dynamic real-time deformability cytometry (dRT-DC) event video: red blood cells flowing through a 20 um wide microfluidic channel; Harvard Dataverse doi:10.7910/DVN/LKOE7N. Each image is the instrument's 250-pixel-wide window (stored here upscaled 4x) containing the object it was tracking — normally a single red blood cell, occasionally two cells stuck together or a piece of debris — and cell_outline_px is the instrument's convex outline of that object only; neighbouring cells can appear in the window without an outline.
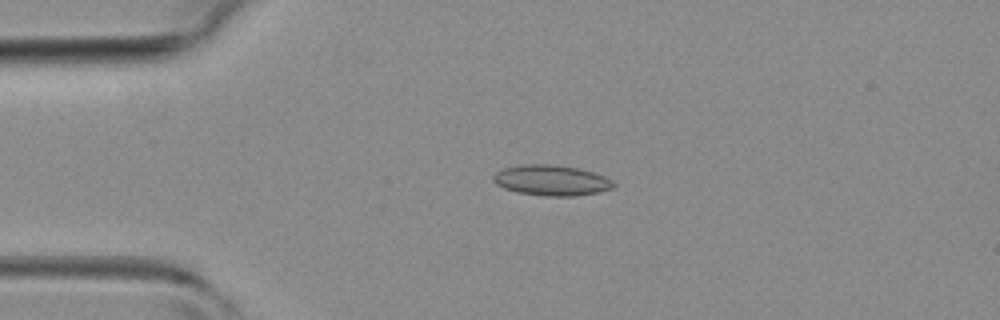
{"species": "common noctule bat (a hibernating species)", "species_latin": "Nyctalus noctula", "temperature_condition": "room temperature", "stored_images_in_passage": 44, "camera_frame_rate_fps": 3000, "um_per_image_px": 0.085, "animal": {"sex": "female", "body_mass_g": 19.3, "forearm_length_mm": 54.1}, "frame": {"image": 1, "passage_image": 10, "time_ms": 3.0, "image_size_px": [1000, 320], "cell_outline_px": [[616, 188], [600, 192], [576, 196], [544, 196], [516, 192], [504, 188], [496, 184], [492, 180], [492, 176], [496, 172], [504, 168], [524, 164], [552, 164], [580, 168], [604, 176], [612, 180], [616, 184]], "centroid_in_image_um": [46.9, 15.33], "position_along_channel_um": 38.1, "area_um2": 21.68}}
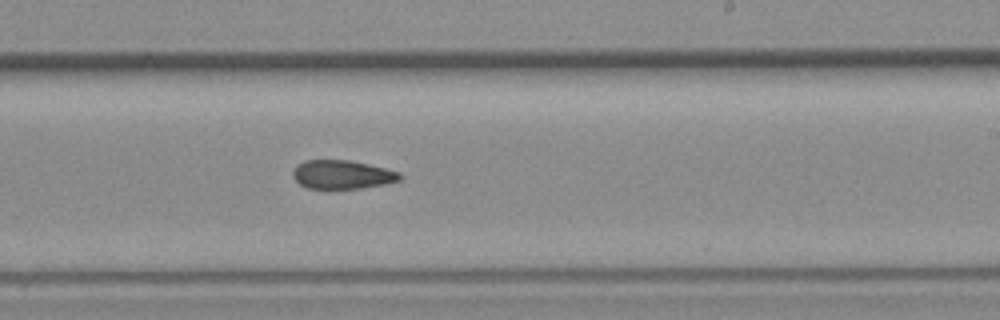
{"frame": {"image": 2, "passage_image": 26, "time_ms": 8.333, "image_size_px": [1000, 320], "cell_outline_px": [[404, 176], [400, 180], [384, 184], [360, 188], [308, 188], [300, 184], [292, 176], [292, 172], [296, 164], [304, 160], [348, 160], [368, 164], [400, 172]], "centroid_in_image_um": [29.08, 14.83], "position_along_channel_um": 259.9, "area_um2": 17.86}}
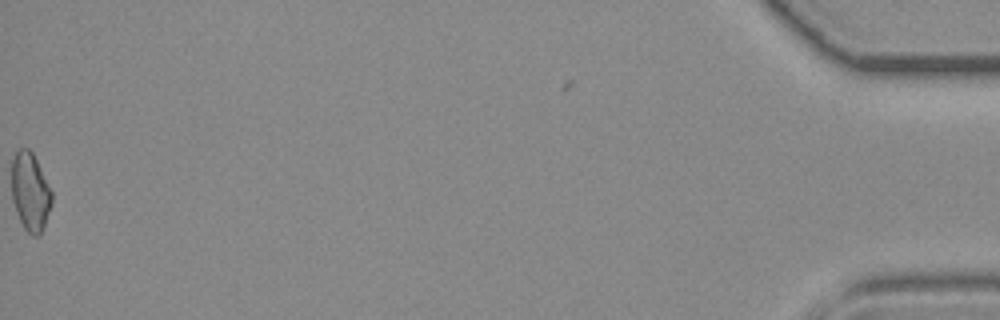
{"frame": {"image": 3, "passage_image": 44, "time_ms": 14.333, "image_size_px": [1000, 320], "cell_outline_px": [[52, 204], [40, 236], [32, 236], [24, 228], [16, 212], [12, 200], [12, 156], [16, 148], [28, 148], [32, 152], [52, 192]], "centroid_in_image_um": [2.56, 16.3], "position_along_channel_um": 432.6, "area_um2": 18.38}}